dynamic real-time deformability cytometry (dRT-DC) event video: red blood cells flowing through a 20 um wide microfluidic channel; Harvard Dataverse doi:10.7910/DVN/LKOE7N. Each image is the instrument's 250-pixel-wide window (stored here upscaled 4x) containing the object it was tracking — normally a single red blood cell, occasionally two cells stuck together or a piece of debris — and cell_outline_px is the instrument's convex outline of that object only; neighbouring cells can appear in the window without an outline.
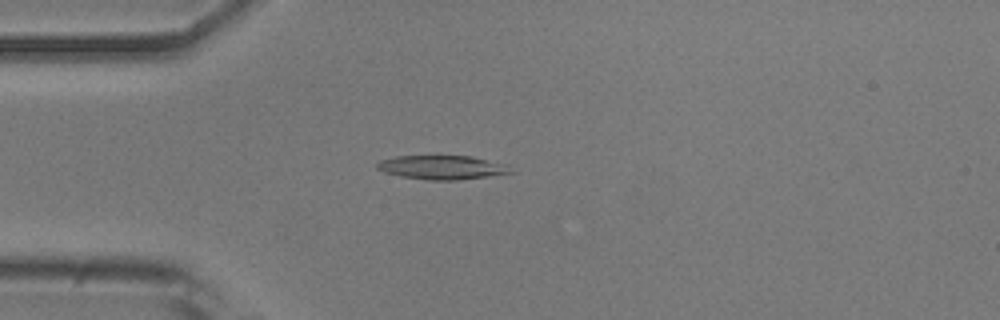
{"species": "common noctule bat (a hibernating species)", "species_latin": "Nyctalus noctula", "temperature_condition": "room temperature", "stored_images_in_passage": 40, "camera_frame_rate_fps": 3000, "um_per_image_px": 0.085, "animal": {"sex": "male", "body_mass_g": 20.5, "forearm_length_mm": 52.5}, "frame": {"image": 1, "passage_image": 2, "time_ms": 0.333, "image_size_px": [1000, 320], "cell_outline_px": [[516, 172], [488, 176], [456, 180], [428, 180], [400, 176], [384, 172], [376, 168], [376, 164], [380, 160], [396, 156], [472, 156], [508, 164]], "centroid_in_image_um": [37.61, 14.22], "position_along_channel_um": 47.4, "area_um2": 18.79}}
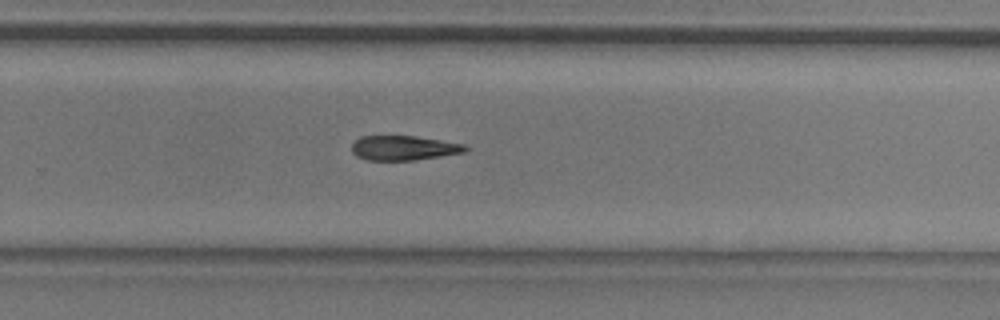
{"frame": {"image": 2, "passage_image": 22, "time_ms": 7.0, "image_size_px": [1000, 320], "cell_outline_px": [[468, 148], [464, 152], [440, 156], [412, 160], [364, 160], [356, 156], [352, 152], [352, 144], [360, 136], [416, 136], [464, 144]], "centroid_in_image_um": [34.27, 12.57], "position_along_channel_um": 295.5, "area_um2": 16.18}}
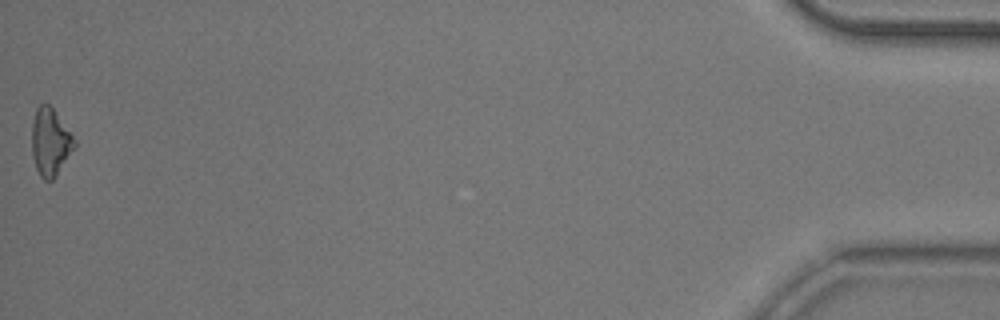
{"frame": {"image": 3, "passage_image": 40, "time_ms": 13.0, "image_size_px": [1000, 320], "cell_outline_px": [[76, 144], [56, 176], [52, 180], [44, 180], [40, 176], [36, 168], [32, 156], [32, 124], [36, 108], [40, 104], [48, 104], [52, 108], [72, 136]], "centroid_in_image_um": [4.24, 12.09], "position_along_channel_um": 431.0, "area_um2": 16.3}}